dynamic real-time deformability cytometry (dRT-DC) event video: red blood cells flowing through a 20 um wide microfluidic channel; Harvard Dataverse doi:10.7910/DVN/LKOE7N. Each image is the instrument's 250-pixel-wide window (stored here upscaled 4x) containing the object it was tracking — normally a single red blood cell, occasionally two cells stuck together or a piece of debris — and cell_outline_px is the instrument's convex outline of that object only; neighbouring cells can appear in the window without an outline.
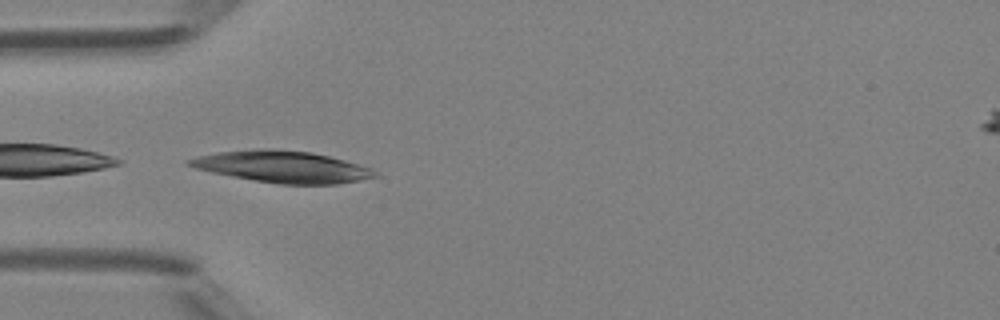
{"species": "Egyptian fruit bat (a non-hibernating species)", "species_latin": "Rousettus aegyptiacus", "temperature_condition": "room temperature", "stored_images_in_passage": 7, "camera_frame_rate_fps": 3000, "um_per_image_px": 0.085, "animal": {"sex": "female"}, "frame": {"image": 1, "passage_image": 1, "time_ms": 0.0, "image_size_px": [1000, 320], "cell_outline_px": [[380, 176], [360, 180], [336, 184], [280, 184], [232, 176], [212, 172], [196, 168], [184, 164], [184, 160], [196, 156], [220, 152], [256, 148], [272, 148], [312, 152], [344, 160], [372, 168]], "centroid_in_image_um": [23.99, 14.16], "position_along_channel_um": 61.0, "area_um2": 34.28}}
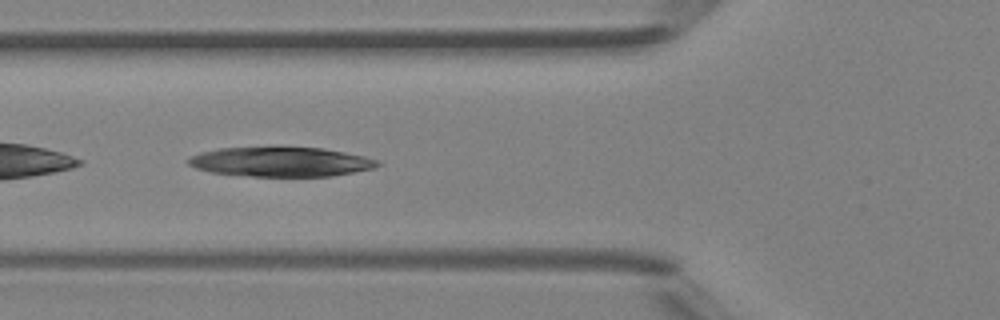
{"frame": {"image": 2, "passage_image": 4, "time_ms": 1.0, "image_size_px": [1000, 320], "cell_outline_px": [[380, 164], [372, 168], [332, 176], [252, 176], [212, 172], [196, 168], [188, 164], [188, 160], [192, 156], [200, 152], [220, 148], [276, 144], [324, 148], [364, 156], [376, 160]], "centroid_in_image_um": [23.83, 13.7], "position_along_channel_um": 102.0, "area_um2": 33.41}}